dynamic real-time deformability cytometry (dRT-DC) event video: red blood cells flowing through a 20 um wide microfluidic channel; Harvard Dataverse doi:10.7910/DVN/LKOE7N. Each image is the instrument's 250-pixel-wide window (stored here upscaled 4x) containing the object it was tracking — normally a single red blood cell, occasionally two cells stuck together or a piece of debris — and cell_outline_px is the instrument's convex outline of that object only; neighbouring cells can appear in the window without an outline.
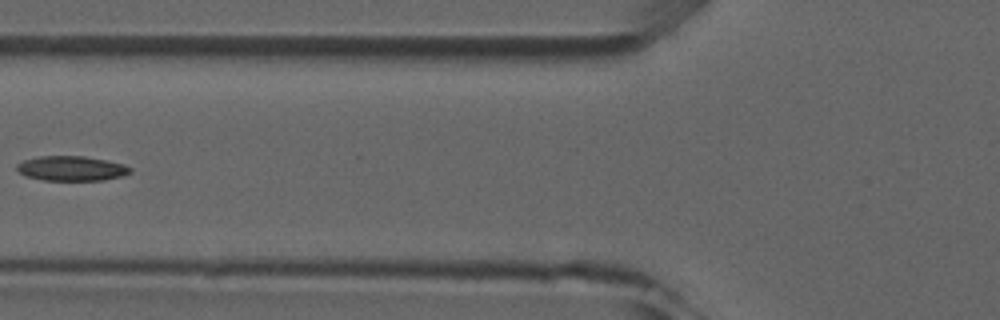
{"species": "common noctule bat (a hibernating species)", "species_latin": "Nyctalus noctula", "temperature_condition": "room temperature", "stored_images_in_passage": 6, "camera_frame_rate_fps": 3000, "um_per_image_px": 0.085, "animal": {"sex": "male", "forearm_length_mm": 52.5}, "frame": {"image": 1, "passage_image": 5, "time_ms": 5.667, "image_size_px": [1000, 320], "cell_outline_px": [[132, 172], [120, 176], [104, 180], [44, 180], [24, 176], [16, 168], [16, 164], [24, 160], [40, 156], [84, 156], [108, 160], [124, 164], [132, 168]], "centroid_in_image_um": [6.08, 14.31], "position_along_channel_um": 119.7, "area_um2": 16.42}}
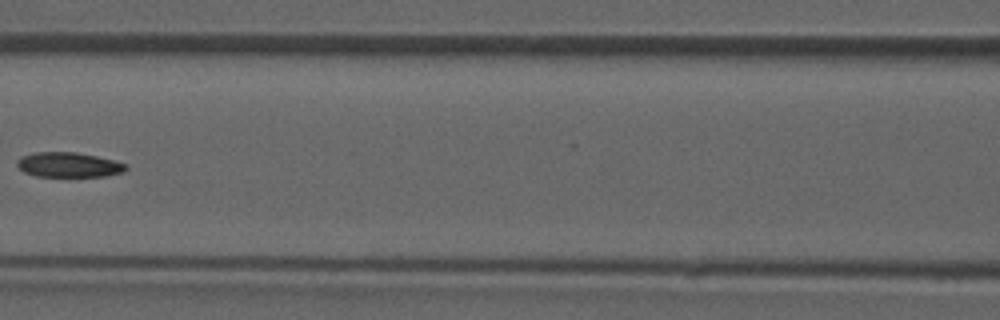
{"frame": {"image": 2, "passage_image": 6, "time_ms": 6.667, "image_size_px": [1000, 320], "cell_outline_px": [[128, 168], [124, 172], [104, 176], [36, 176], [24, 172], [16, 164], [16, 160], [20, 156], [36, 152], [76, 152], [96, 156], [128, 164]], "centroid_in_image_um": [5.83, 14.0], "position_along_channel_um": 160.8, "area_um2": 15.78}}